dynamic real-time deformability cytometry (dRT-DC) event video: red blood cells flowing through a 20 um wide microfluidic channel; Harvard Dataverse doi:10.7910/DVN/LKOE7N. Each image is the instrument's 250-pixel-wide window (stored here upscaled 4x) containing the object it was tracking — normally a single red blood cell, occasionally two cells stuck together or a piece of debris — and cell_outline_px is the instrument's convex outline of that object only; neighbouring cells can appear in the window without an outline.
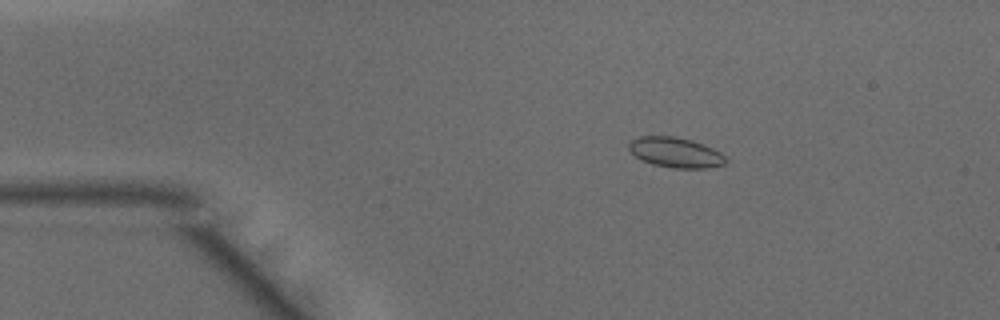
{"species": "common noctule bat (a hibernating species)", "species_latin": "Nyctalus noctula", "temperature_condition": "warm", "stored_images_in_passage": 45, "camera_frame_rate_fps": 3000, "um_per_image_px": 0.085, "animal": {"sex": "male", "body_mass_g": 15.6}, "frame": {"image": 1, "passage_image": 5, "time_ms": 1.333, "image_size_px": [1000, 320], "cell_outline_px": [[728, 160], [724, 164], [708, 168], [672, 168], [652, 164], [636, 156], [628, 148], [628, 144], [632, 140], [640, 136], [672, 136], [692, 140], [712, 148], [720, 152]], "centroid_in_image_um": [57.43, 12.96], "position_along_channel_um": 27.6, "area_um2": 16.88}}
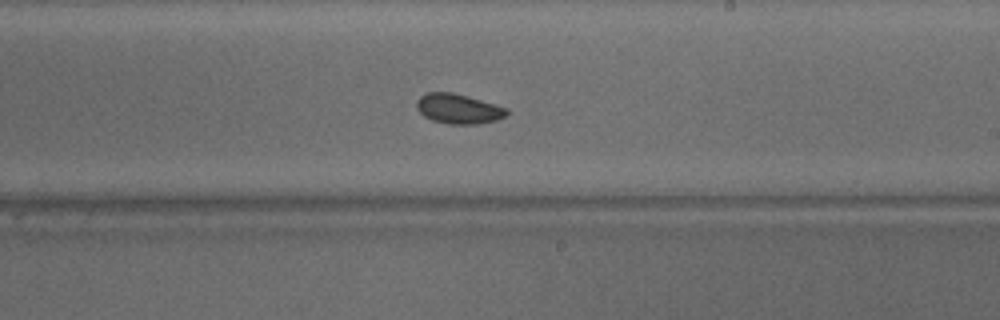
{"frame": {"image": 2, "passage_image": 25, "time_ms": 8.0, "image_size_px": [1000, 320], "cell_outline_px": [[508, 112], [504, 116], [496, 120], [476, 124], [448, 124], [432, 120], [424, 116], [416, 108], [416, 100], [420, 96], [428, 92], [452, 92], [468, 96], [508, 108]], "centroid_in_image_um": [38.94, 9.24], "position_along_channel_um": 250.1, "area_um2": 15.66}}
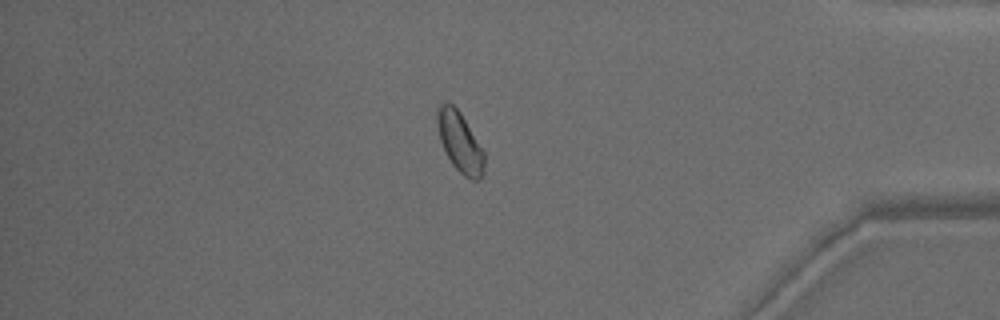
{"frame": {"image": 3, "passage_image": 38, "time_ms": 12.333, "image_size_px": [1000, 320], "cell_outline_px": [[484, 172], [480, 180], [472, 180], [464, 176], [452, 164], [440, 140], [436, 120], [436, 108], [444, 100], [448, 100], [460, 112], [484, 152]], "centroid_in_image_um": [39.07, 12.05], "position_along_channel_um": 396.1, "area_um2": 16.47}, "authors_computed_cell_mechanics": {"area_um2": 15.895, "velocity_mm_per_s": 4.1464, "shape_relaxation_time_tau1_ms": 2.4249, "shape_relaxation_time_tau2_ms": null, "deformation_change_tau1": 0.0639, "deformation_change_tau2": null}}